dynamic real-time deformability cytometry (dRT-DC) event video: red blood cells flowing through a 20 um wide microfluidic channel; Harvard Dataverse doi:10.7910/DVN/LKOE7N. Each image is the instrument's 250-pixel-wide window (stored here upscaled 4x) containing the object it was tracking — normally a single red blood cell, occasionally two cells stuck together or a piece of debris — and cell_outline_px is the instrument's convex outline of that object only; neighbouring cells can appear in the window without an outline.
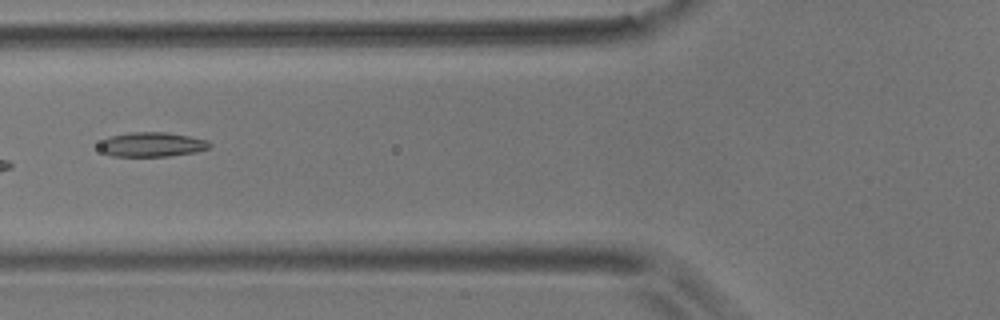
{"species": "common noctule bat (a hibernating species)", "species_latin": "Nyctalus noctula", "temperature_condition": "room temperature", "stored_images_in_passage": 8, "camera_frame_rate_fps": 3000, "um_per_image_px": 0.085, "animal": {"sex": "male", "body_mass_g": 17.9}, "frame": {"image": 1, "passage_image": 6, "time_ms": 1.667, "image_size_px": [1000, 320], "cell_outline_px": [[212, 144], [208, 148], [196, 152], [168, 156], [112, 156], [104, 152], [96, 144], [108, 136], [128, 132], [168, 132], [208, 140]], "centroid_in_image_um": [12.88, 12.27], "position_along_channel_um": 112.9, "area_um2": 15.9}}
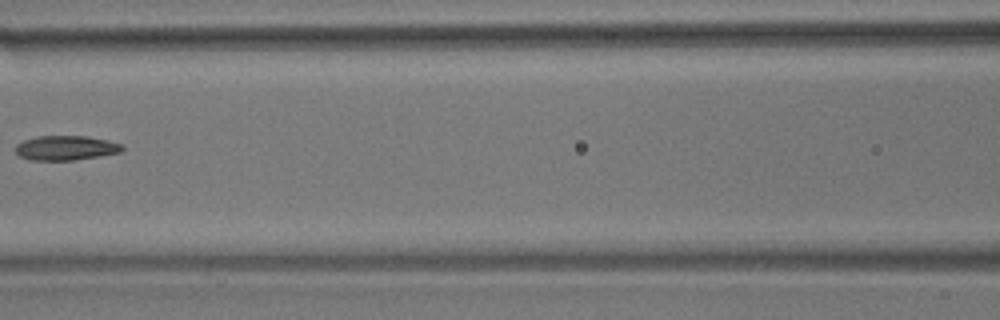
{"frame": {"image": 2, "passage_image": 7, "time_ms": 2.0, "image_size_px": [1000, 320], "cell_outline_px": [[124, 148], [120, 152], [72, 160], [28, 160], [20, 156], [16, 152], [16, 144], [24, 140], [36, 136], [88, 136], [108, 140], [124, 144]], "centroid_in_image_um": [5.59, 12.56], "position_along_channel_um": 161.0, "area_um2": 15.26}}
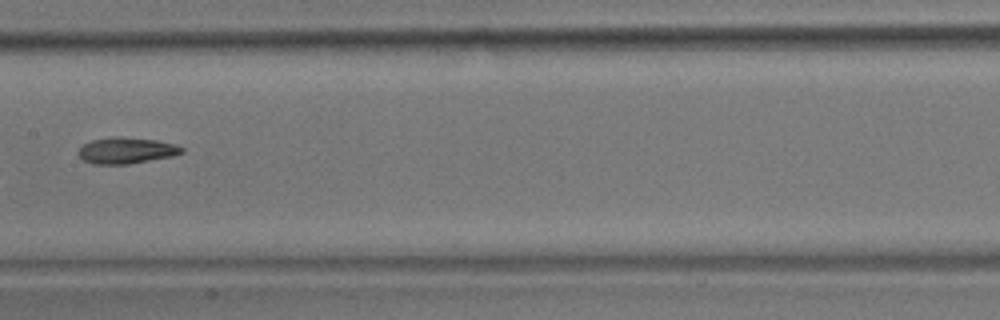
{"frame": {"image": 3, "passage_image": 8, "time_ms": 2.333, "image_size_px": [1000, 320], "cell_outline_px": [[184, 152], [172, 156], [128, 164], [92, 164], [84, 160], [76, 152], [84, 144], [92, 140], [112, 136], [156, 140], [172, 144], [184, 148]], "centroid_in_image_um": [10.71, 12.79], "position_along_channel_um": 196.7, "area_um2": 15.61}}